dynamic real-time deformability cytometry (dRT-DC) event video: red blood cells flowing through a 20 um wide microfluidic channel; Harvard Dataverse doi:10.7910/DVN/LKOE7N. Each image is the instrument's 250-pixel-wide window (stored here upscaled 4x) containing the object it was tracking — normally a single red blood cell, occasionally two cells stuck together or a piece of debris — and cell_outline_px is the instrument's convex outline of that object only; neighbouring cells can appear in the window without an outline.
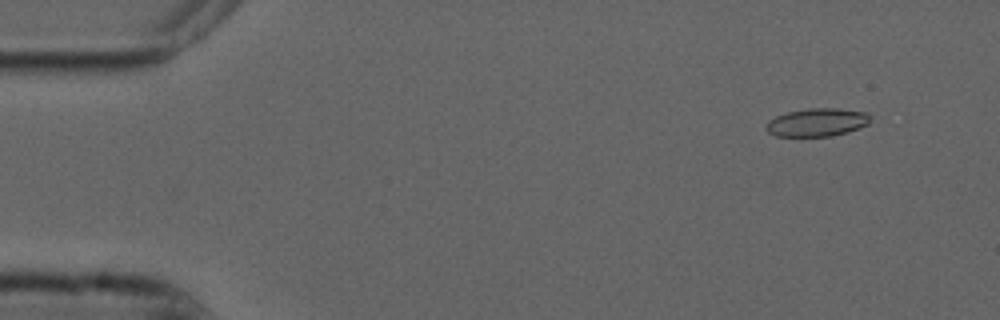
{"species": "common noctule bat (a hibernating species)", "species_latin": "Nyctalus noctula", "temperature_condition": "cold", "stored_images_in_passage": 23, "camera_frame_rate_fps": 3000, "um_per_image_px": 0.085, "animal": {"sex": "male", "forearm_length_mm": 52.5}, "frame": {"image": 1, "passage_image": 5, "time_ms": 1.333, "image_size_px": [1000, 320], "cell_outline_px": [[872, 120], [868, 124], [860, 128], [848, 132], [832, 136], [776, 136], [768, 132], [764, 128], [768, 120], [776, 116], [788, 112], [808, 108], [836, 108], [868, 112], [872, 116]], "centroid_in_image_um": [69.49, 10.39], "position_along_channel_um": 15.5, "area_um2": 17.34}}
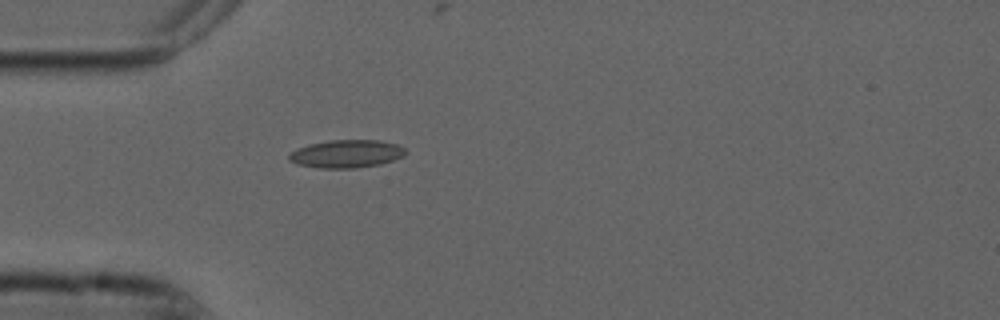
{"frame": {"image": 2, "passage_image": 16, "time_ms": 5.0, "image_size_px": [1000, 320], "cell_outline_px": [[408, 152], [404, 156], [380, 164], [356, 168], [320, 168], [296, 164], [288, 160], [288, 156], [296, 148], [308, 144], [328, 140], [380, 140], [396, 144], [404, 148]], "centroid_in_image_um": [29.43, 13.07], "position_along_channel_um": 55.6, "area_um2": 19.07}}
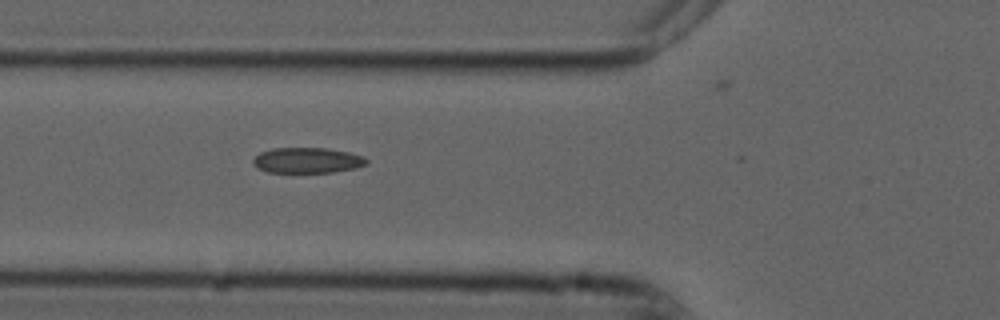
{"frame": {"image": 3, "passage_image": 20, "time_ms": 6.333, "image_size_px": [1000, 320], "cell_outline_px": [[368, 164], [356, 168], [332, 172], [268, 172], [256, 168], [252, 164], [252, 160], [260, 152], [272, 148], [328, 148], [348, 152], [364, 156], [368, 160]], "centroid_in_image_um": [26.12, 13.62], "position_along_channel_um": 99.7, "area_um2": 16.99}}